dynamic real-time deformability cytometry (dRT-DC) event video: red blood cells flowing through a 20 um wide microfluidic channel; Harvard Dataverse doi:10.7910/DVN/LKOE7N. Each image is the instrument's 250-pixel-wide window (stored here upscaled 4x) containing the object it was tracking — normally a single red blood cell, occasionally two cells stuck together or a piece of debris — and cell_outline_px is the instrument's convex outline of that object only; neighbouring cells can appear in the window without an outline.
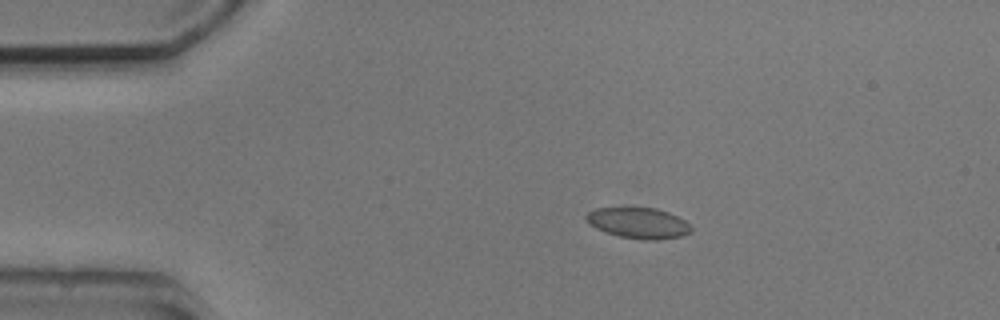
{"species": "common noctule bat (a hibernating species)", "species_latin": "Nyctalus noctula", "temperature_condition": "cold", "stored_images_in_passage": 3, "camera_frame_rate_fps": 3000, "um_per_image_px": 0.085, "animal": {"sex": "male", "body_mass_g": 20.5, "forearm_length_mm": 52.5}, "frame": {"image": 1, "passage_image": 2, "time_ms": 1.333, "image_size_px": [1000, 320], "cell_outline_px": [[692, 232], [680, 236], [656, 240], [648, 240], [620, 236], [596, 228], [584, 216], [588, 212], [596, 208], [656, 208], [668, 212], [692, 224]], "centroid_in_image_um": [54.32, 18.95], "position_along_channel_um": 30.7, "area_um2": 18.55}}